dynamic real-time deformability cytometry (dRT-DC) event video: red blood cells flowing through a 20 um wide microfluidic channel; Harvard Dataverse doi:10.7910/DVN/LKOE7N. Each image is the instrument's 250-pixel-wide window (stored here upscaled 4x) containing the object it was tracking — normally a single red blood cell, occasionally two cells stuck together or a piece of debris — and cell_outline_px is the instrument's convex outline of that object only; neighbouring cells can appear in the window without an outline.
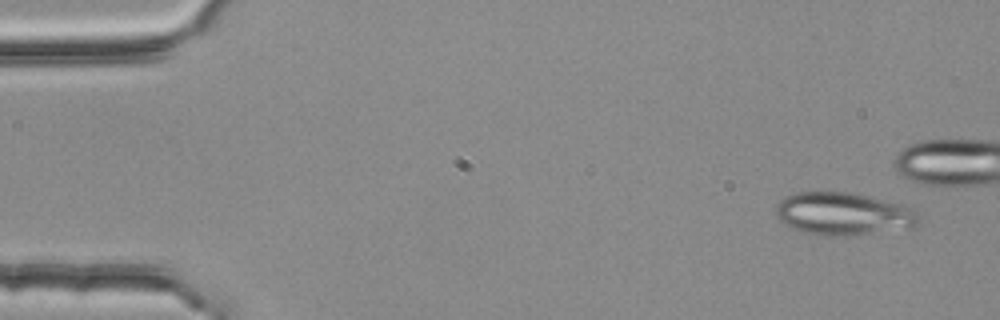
{"species": "common noctule bat (a hibernating species)", "species_latin": "Nyctalus noctula", "temperature_condition": "room temperature", "stored_images_in_passage": 5, "camera_frame_rate_fps": 3000, "um_per_image_px": 0.085, "animal": {"sex": "female", "body_mass_g": 25.1}, "frame": {"image": 1, "passage_image": 1, "time_ms": 0.0, "image_size_px": [1000, 320], "cell_outline_px": [[920, 216], [916, 224], [912, 228], [844, 236], [824, 236], [804, 232], [784, 224], [780, 220], [776, 212], [776, 204], [784, 196], [796, 192], [852, 192], [872, 196], [904, 204], [916, 212]], "centroid_in_image_um": [71.69, 18.16], "position_along_channel_um": 13.3, "area_um2": 35.84}}